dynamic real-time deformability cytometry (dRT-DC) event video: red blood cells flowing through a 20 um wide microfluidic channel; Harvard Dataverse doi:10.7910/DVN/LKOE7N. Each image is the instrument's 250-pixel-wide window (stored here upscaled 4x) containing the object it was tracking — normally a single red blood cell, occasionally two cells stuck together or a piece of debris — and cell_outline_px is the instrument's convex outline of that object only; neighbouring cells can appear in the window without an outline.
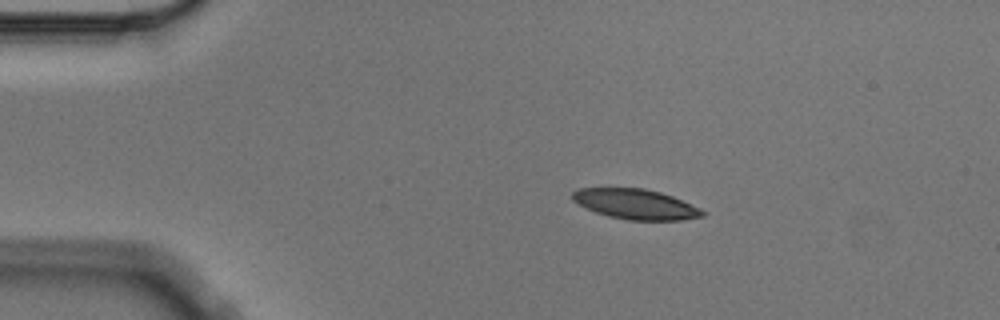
{"species": "Egyptian fruit bat (a non-hibernating species)", "species_latin": "Rousettus aegyptiacus", "temperature_condition": "cold", "stored_images_in_passage": 4, "camera_frame_rate_fps": 3000, "um_per_image_px": 0.085, "animal": {"sex": "male"}, "frame": {"image": 1, "passage_image": 1, "time_ms": 0.0, "image_size_px": [1000, 320], "cell_outline_px": [[708, 212], [704, 216], [680, 220], [628, 220], [608, 216], [596, 212], [572, 200], [572, 192], [576, 188], [644, 188], [660, 192], [672, 196], [700, 208]], "centroid_in_image_um": [54.05, 17.35], "position_along_channel_um": 31.0, "area_um2": 22.77}}
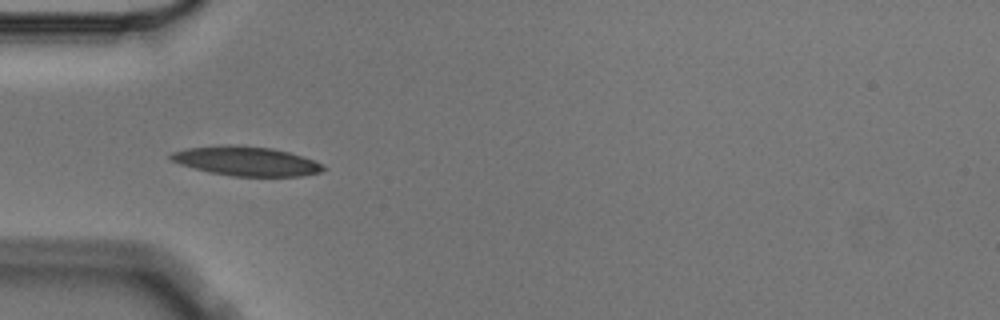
{"frame": {"image": 2, "passage_image": 3, "time_ms": 0.667, "image_size_px": [1000, 320], "cell_outline_px": [[328, 168], [320, 172], [300, 176], [232, 176], [208, 172], [180, 164], [172, 160], [168, 156], [172, 152], [188, 148], [228, 144], [272, 148], [288, 152], [312, 160]], "centroid_in_image_um": [20.9, 13.7], "position_along_channel_um": 64.1, "area_um2": 25.78}}
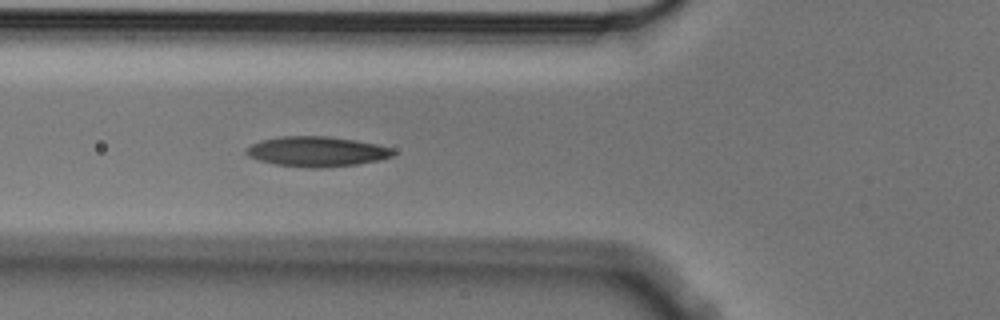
{"frame": {"image": 3, "passage_image": 4, "time_ms": 1.0, "image_size_px": [1000, 320], "cell_outline_px": [[396, 152], [392, 156], [380, 160], [356, 164], [320, 168], [308, 168], [276, 164], [260, 160], [248, 156], [244, 152], [252, 144], [260, 140], [280, 136], [328, 136], [356, 140], [376, 144], [392, 148]], "centroid_in_image_um": [26.94, 12.87], "position_along_channel_um": 98.9, "area_um2": 25.72}}